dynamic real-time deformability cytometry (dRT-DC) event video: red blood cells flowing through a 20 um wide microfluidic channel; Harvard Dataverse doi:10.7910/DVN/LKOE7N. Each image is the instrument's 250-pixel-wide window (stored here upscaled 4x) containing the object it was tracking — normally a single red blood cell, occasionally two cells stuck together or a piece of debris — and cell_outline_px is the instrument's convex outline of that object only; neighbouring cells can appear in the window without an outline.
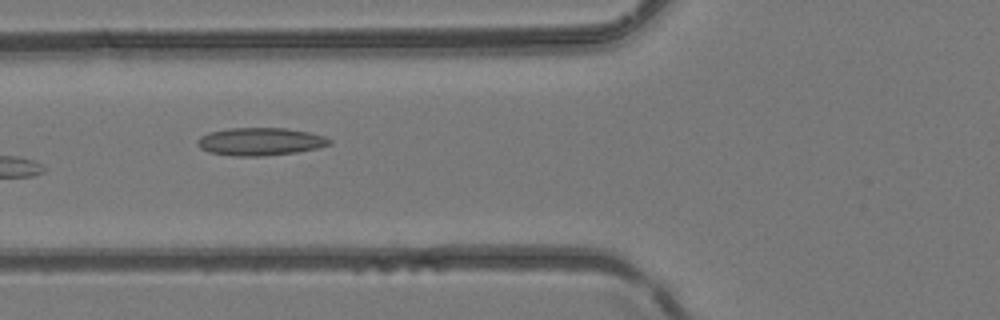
{"species": "common noctule bat (a hibernating species)", "species_latin": "Nyctalus noctula", "temperature_condition": "room temperature", "stored_images_in_passage": 7, "camera_frame_rate_fps": 3000, "um_per_image_px": 0.085, "animal": {"sex": "female", "body_mass_g": 24.6, "forearm_length_mm": 56.2}, "frame": {"image": 1, "passage_image": 6, "time_ms": 1.667, "image_size_px": [1000, 320], "cell_outline_px": [[332, 144], [316, 148], [296, 152], [264, 156], [232, 156], [208, 152], [200, 148], [196, 140], [200, 136], [208, 132], [228, 128], [288, 128], [308, 132], [324, 136], [332, 140]], "centroid_in_image_um": [22.1, 12.03], "position_along_channel_um": 103.7, "area_um2": 21.5}}
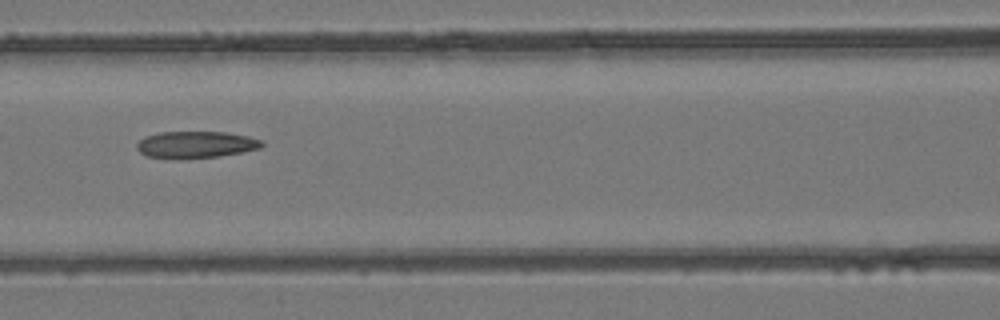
{"frame": {"image": 2, "passage_image": 7, "time_ms": 2.0, "image_size_px": [1000, 320], "cell_outline_px": [[264, 144], [260, 148], [240, 152], [216, 156], [184, 160], [148, 156], [140, 152], [136, 148], [136, 144], [144, 136], [156, 132], [224, 132], [248, 136], [264, 140]], "centroid_in_image_um": [16.62, 12.29], "position_along_channel_um": 150.0, "area_um2": 19.71}}